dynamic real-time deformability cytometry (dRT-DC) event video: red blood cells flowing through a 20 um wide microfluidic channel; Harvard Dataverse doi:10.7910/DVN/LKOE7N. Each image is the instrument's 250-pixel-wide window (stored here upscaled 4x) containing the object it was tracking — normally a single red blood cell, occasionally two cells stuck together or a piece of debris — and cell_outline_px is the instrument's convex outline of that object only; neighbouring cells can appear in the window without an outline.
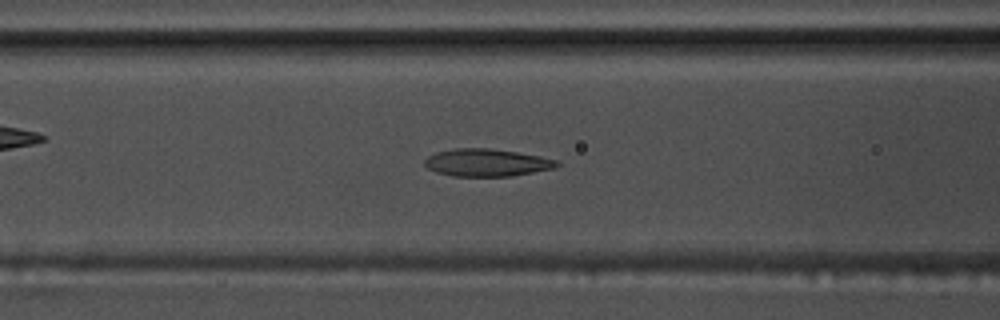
{"species": "common noctule bat (a hibernating species)", "species_latin": "Nyctalus noctula", "temperature_condition": "warm", "stored_images_in_passage": 55, "camera_frame_rate_fps": 3000, "um_per_image_px": 0.085, "animal": {"sex": "male", "body_mass_g": 17.5, "forearm_length_mm": 52.3}, "frame": {"image": 1, "passage_image": 22, "time_ms": 7.0, "image_size_px": [1000, 320], "cell_outline_px": [[560, 164], [556, 168], [512, 176], [452, 176], [436, 172], [428, 168], [424, 164], [424, 160], [428, 156], [436, 152], [456, 148], [488, 148], [516, 152], [540, 156], [556, 160]], "centroid_in_image_um": [41.37, 13.82], "position_along_channel_um": 125.2, "area_um2": 21.15}}
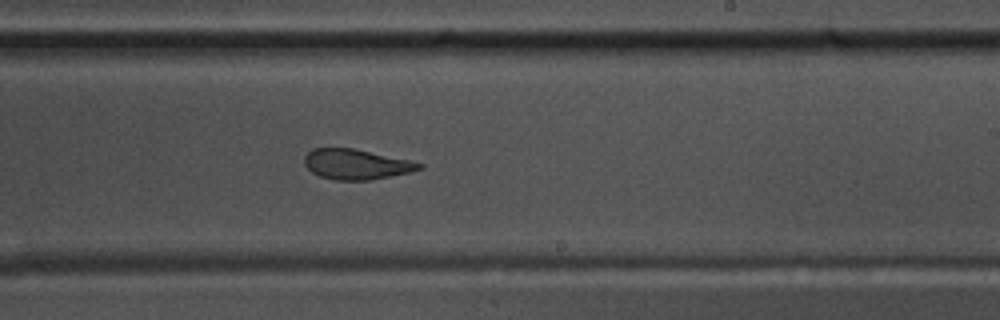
{"frame": {"image": 2, "passage_image": 33, "time_ms": 10.667, "image_size_px": [1000, 320], "cell_outline_px": [[424, 168], [408, 172], [372, 180], [336, 180], [320, 176], [312, 172], [304, 164], [304, 156], [312, 148], [352, 148], [408, 160], [424, 164]], "centroid_in_image_um": [30.25, 13.96], "position_along_channel_um": 258.7, "area_um2": 20.0}}
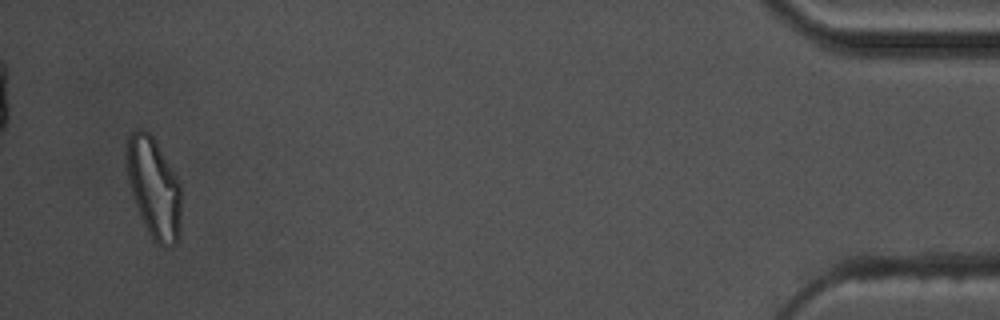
{"frame": {"image": 3, "passage_image": 53, "time_ms": 17.333, "image_size_px": [1000, 320], "cell_outline_px": [[180, 236], [176, 244], [164, 248], [160, 248], [152, 240], [140, 216], [132, 196], [128, 180], [124, 160], [124, 156], [128, 136], [136, 128], [144, 128], [152, 136], [176, 176], [180, 184]], "centroid_in_image_um": [13.04, 15.99], "position_along_channel_um": 422.2, "area_um2": 32.43}, "authors_computed_cell_mechanics": {"area_um2": 22.4842, "velocity_mm_per_s": 3.6562, "shape_relaxation_time_tau1_ms": 5.865, "shape_relaxation_time_tau2_ms": 2.1998, "deformation_change_tau1": 0.1911, "deformation_change_tau2": 0.1011}}